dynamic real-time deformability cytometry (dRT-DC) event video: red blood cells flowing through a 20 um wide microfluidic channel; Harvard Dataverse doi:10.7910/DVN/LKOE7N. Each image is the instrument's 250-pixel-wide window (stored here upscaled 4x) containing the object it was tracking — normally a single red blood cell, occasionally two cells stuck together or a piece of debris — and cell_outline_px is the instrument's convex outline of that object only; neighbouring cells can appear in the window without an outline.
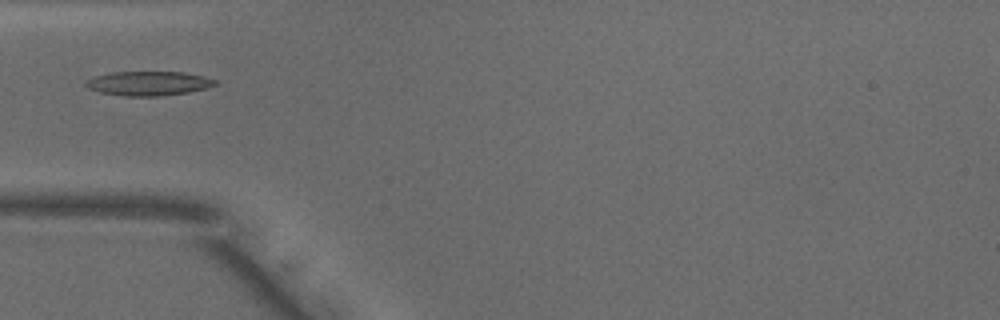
{"species": "common noctule bat (a hibernating species)", "species_latin": "Nyctalus noctula", "temperature_condition": "warm", "stored_images_in_passage": 27, "camera_frame_rate_fps": 3000, "um_per_image_px": 0.085, "animal": {"sex": "male", "body_mass_g": 18.8}, "frame": {"image": 1, "passage_image": 1, "time_ms": 0.0, "image_size_px": [1000, 320], "cell_outline_px": [[216, 84], [208, 88], [188, 92], [160, 96], [128, 96], [100, 92], [88, 88], [84, 84], [88, 80], [96, 76], [112, 72], [184, 72], [204, 76], [216, 80]], "centroid_in_image_um": [12.65, 7.09], "position_along_channel_um": 72.3, "area_um2": 18.15}}
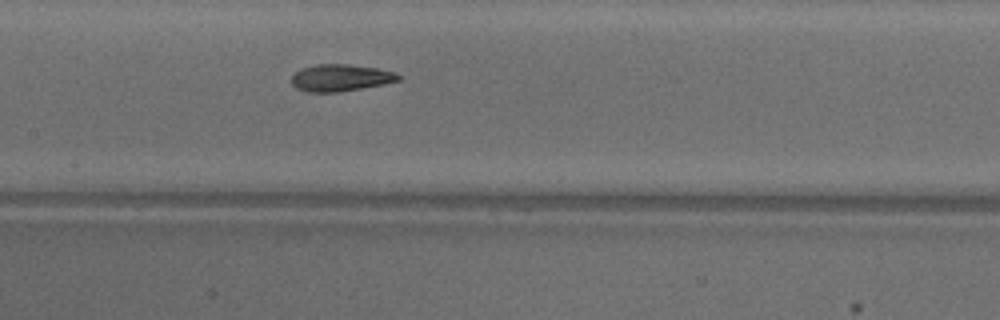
{"frame": {"image": 2, "passage_image": 9, "time_ms": 2.667, "image_size_px": [1000, 320], "cell_outline_px": [[400, 80], [384, 84], [340, 92], [308, 92], [296, 88], [292, 84], [292, 76], [300, 68], [316, 64], [348, 64], [376, 68], [392, 72], [400, 76]], "centroid_in_image_um": [28.91, 6.61], "position_along_channel_um": 178.5, "area_um2": 16.7}}
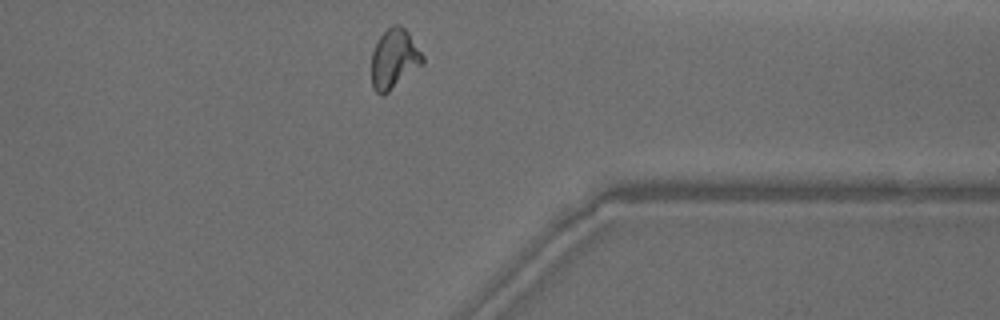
{"frame": {"image": 3, "passage_image": 25, "time_ms": 8.0, "image_size_px": [1000, 320], "cell_outline_px": [[424, 60], [420, 64], [384, 96], [380, 96], [372, 88], [372, 52], [380, 36], [392, 24], [400, 24], [408, 32], [424, 56]], "centroid_in_image_um": [33.47, 5.0], "position_along_channel_um": 377.9, "area_um2": 17.46}}